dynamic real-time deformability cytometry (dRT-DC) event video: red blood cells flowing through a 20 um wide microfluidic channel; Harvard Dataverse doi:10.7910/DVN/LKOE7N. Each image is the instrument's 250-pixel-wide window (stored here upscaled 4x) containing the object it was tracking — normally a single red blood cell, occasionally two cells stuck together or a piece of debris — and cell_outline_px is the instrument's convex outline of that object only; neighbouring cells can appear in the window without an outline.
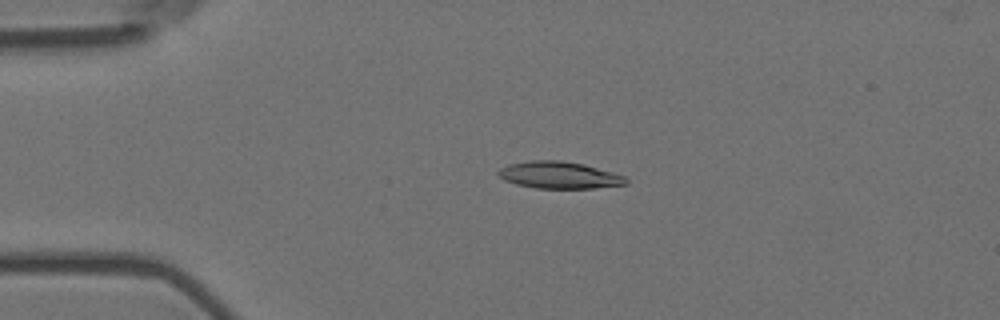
{"species": "Egyptian fruit bat (a non-hibernating species)", "species_latin": "Rousettus aegyptiacus", "temperature_condition": "room temperature", "stored_images_in_passage": 4, "camera_frame_rate_fps": 3000, "um_per_image_px": 0.085, "animal": {"sex": "female"}, "frame": {"image": 1, "passage_image": 3, "time_ms": 0.667, "image_size_px": [1000, 320], "cell_outline_px": [[628, 184], [592, 188], [536, 188], [516, 184], [504, 180], [496, 172], [500, 168], [508, 164], [532, 160], [560, 160], [584, 164], [612, 172], [624, 176], [628, 180]], "centroid_in_image_um": [47.52, 14.88], "position_along_channel_um": 37.5, "area_um2": 20.0}}